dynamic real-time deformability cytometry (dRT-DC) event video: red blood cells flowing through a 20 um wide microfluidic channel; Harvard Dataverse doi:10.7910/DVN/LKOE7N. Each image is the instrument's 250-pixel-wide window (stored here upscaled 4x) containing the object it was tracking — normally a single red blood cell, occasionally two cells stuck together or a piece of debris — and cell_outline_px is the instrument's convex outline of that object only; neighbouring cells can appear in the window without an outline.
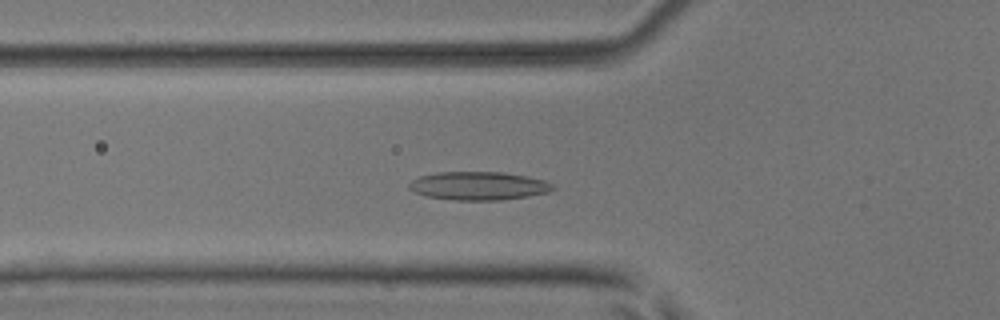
{"species": "common noctule bat (a hibernating species)", "species_latin": "Nyctalus noctula", "temperature_condition": "room temperature", "stored_images_in_passage": 48, "camera_frame_rate_fps": 3000, "um_per_image_px": 0.085, "animal": {"sex": "male", "body_mass_g": 17.9, "forearm_length_mm": 54.2}, "frame": {"image": 1, "passage_image": 15, "time_ms": 4.667, "image_size_px": [1000, 320], "cell_outline_px": [[556, 188], [548, 192], [528, 196], [500, 200], [452, 200], [428, 196], [416, 192], [408, 188], [408, 184], [412, 180], [420, 176], [436, 172], [500, 172], [524, 176], [544, 180], [552, 184]], "centroid_in_image_um": [40.66, 15.8], "position_along_channel_um": 85.1, "area_um2": 23.58}}
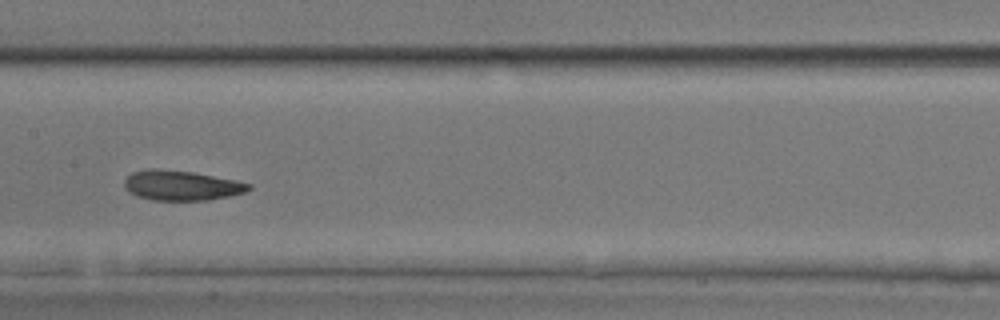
{"frame": {"image": 2, "passage_image": 23, "time_ms": 7.333, "image_size_px": [1000, 320], "cell_outline_px": [[252, 188], [244, 192], [228, 196], [208, 200], [152, 200], [136, 196], [124, 184], [124, 180], [132, 172], [148, 168], [156, 168], [192, 172], [236, 180], [252, 184]], "centroid_in_image_um": [15.43, 15.75], "position_along_channel_um": 192.0, "area_um2": 21.56}}
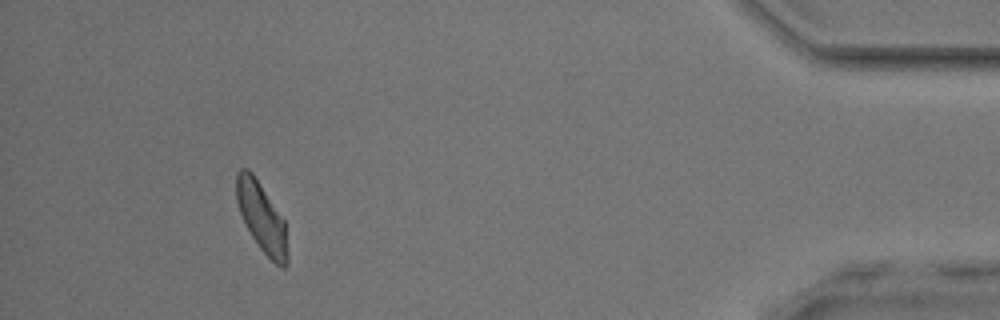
{"frame": {"image": 3, "passage_image": 44, "time_ms": 14.333, "image_size_px": [1000, 320], "cell_outline_px": [[288, 264], [284, 268], [280, 268], [260, 248], [252, 236], [240, 212], [236, 200], [236, 172], [240, 168], [248, 168], [252, 172], [284, 220], [288, 252]], "centroid_in_image_um": [22.24, 18.48], "position_along_channel_um": 413.0, "area_um2": 20.4}, "authors_computed_cell_mechanics": {"area_um2": 21.6461, "velocity_mm_per_s": 4.0065, "shape_relaxation_time_tau1_ms": 4.4525, "shape_relaxation_time_tau2_ms": 2.3853, "deformation_change_tau1": 0.1064, "deformation_change_tau2": 0.0808}}